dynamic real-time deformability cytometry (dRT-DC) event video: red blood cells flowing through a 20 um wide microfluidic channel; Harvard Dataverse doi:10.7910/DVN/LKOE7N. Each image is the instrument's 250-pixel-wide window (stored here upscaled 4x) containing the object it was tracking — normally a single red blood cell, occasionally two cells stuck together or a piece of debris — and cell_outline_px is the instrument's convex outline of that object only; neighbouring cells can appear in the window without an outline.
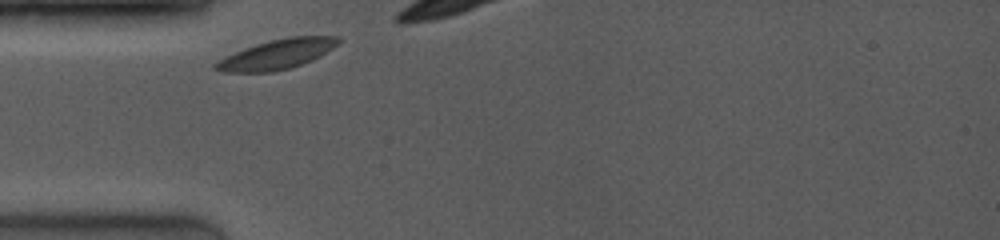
{"species": "common noctule bat (a hibernating species)", "species_latin": "Nyctalus noctula", "temperature_condition": "room temperature", "stored_images_in_passage": 3, "camera_frame_rate_fps": 4000, "um_per_image_px": 0.085, "animal": {"sex": "female", "body_mass_g": 19.0, "forearm_length_mm": 53.3}, "frame": {"image": 1, "passage_image": 1, "time_ms": 0.0, "image_size_px": [1000, 240], "cell_outline_px": [[340, 44], [320, 56], [312, 60], [288, 68], [272, 72], [220, 72], [212, 68], [212, 64], [244, 48], [256, 44], [272, 40], [292, 36], [340, 36]], "centroid_in_image_um": [23.56, 4.61], "position_along_channel_um": 61.4, "area_um2": 21.1}}